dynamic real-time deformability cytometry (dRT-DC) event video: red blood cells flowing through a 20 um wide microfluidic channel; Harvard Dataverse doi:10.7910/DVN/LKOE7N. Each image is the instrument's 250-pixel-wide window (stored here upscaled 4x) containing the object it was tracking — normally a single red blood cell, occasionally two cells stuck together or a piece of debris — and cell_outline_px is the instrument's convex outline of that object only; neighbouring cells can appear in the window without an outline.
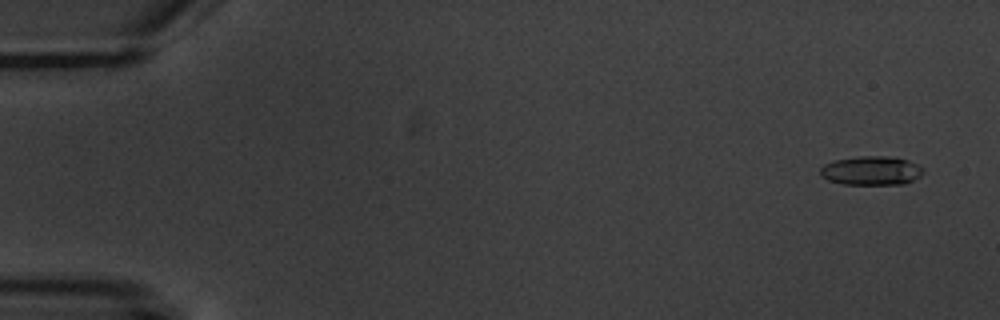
{"species": "common noctule bat (a hibernating species)", "species_latin": "Nyctalus noctula", "temperature_condition": "warm", "stored_images_in_passage": 6, "segment_of_instrument_passage": [2, 2], "camera_frame_rate_fps": 3000, "um_per_image_px": 0.085, "animal": {"sex": "male", "body_mass_g": 20.1, "forearm_length_mm": 53.5}, "frame": {"image": 1, "passage_image": 6, "time_ms": 6.0, "image_size_px": [1000, 320], "cell_outline_px": [[924, 172], [920, 176], [904, 184], [844, 184], [828, 180], [820, 176], [820, 168], [824, 164], [832, 160], [860, 156], [888, 156], [908, 160], [924, 168]], "centroid_in_image_um": [74.04, 14.5], "position_along_channel_um": 11.0, "area_um2": 17.46}}